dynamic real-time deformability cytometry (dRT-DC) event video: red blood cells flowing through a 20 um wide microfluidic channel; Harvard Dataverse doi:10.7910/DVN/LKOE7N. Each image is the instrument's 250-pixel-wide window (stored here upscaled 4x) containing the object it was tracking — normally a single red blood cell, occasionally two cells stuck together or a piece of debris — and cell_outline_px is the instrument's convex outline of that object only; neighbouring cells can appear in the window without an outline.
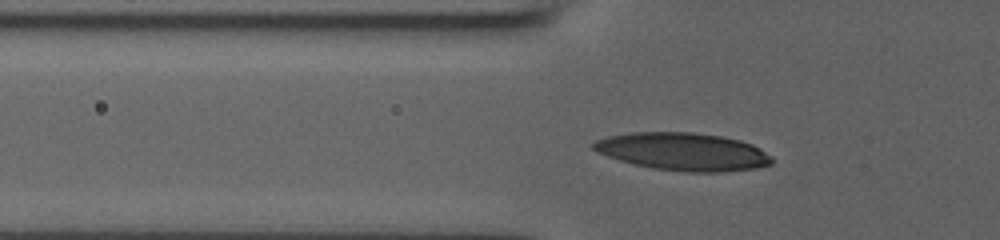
{"species": "human", "species_latin": "Homo sapiens", "temperature_condition": "room temperature", "stored_images_in_passage": 39, "camera_frame_rate_fps": 3000, "um_per_image_px": 0.085, "donor": {"sex": "male"}, "frame": {"image": 1, "passage_image": 12, "time_ms": 3.667, "image_size_px": [1000, 240], "cell_outline_px": [[772, 164], [756, 168], [724, 172], [684, 172], [652, 168], [620, 160], [596, 152], [592, 148], [592, 144], [596, 140], [608, 136], [632, 132], [692, 132], [720, 136], [740, 140], [752, 144], [760, 148], [772, 156]], "centroid_in_image_um": [58.08, 12.89], "position_along_channel_um": 67.7, "area_um2": 39.3}}
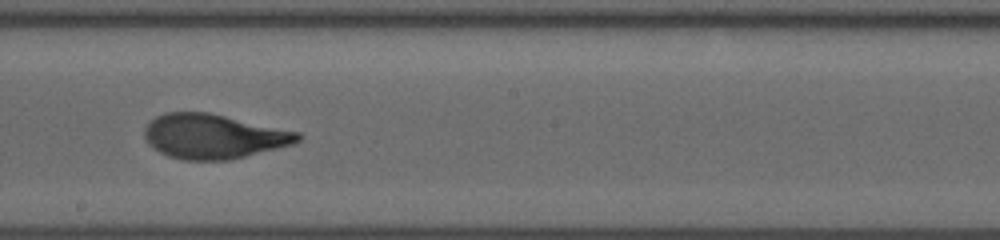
{"frame": {"image": 2, "passage_image": 24, "time_ms": 7.667, "image_size_px": [1000, 240], "cell_outline_px": [[304, 136], [300, 140], [292, 144], [228, 160], [184, 160], [168, 156], [152, 148], [148, 144], [144, 136], [144, 128], [156, 116], [164, 112], [208, 112], [300, 132]], "centroid_in_image_um": [18.12, 11.58], "position_along_channel_um": 230.1, "area_um2": 39.71}}
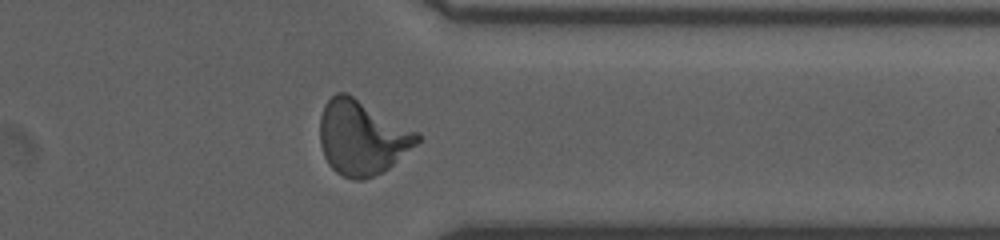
{"frame": {"image": 3, "passage_image": 35, "time_ms": 11.333, "image_size_px": [1000, 240], "cell_outline_px": [[420, 140], [416, 144], [388, 168], [364, 180], [352, 180], [336, 172], [328, 164], [324, 156], [320, 144], [320, 116], [324, 104], [336, 92], [348, 92], [420, 132]], "centroid_in_image_um": [30.76, 11.66], "position_along_channel_um": 380.6, "area_um2": 42.54}}